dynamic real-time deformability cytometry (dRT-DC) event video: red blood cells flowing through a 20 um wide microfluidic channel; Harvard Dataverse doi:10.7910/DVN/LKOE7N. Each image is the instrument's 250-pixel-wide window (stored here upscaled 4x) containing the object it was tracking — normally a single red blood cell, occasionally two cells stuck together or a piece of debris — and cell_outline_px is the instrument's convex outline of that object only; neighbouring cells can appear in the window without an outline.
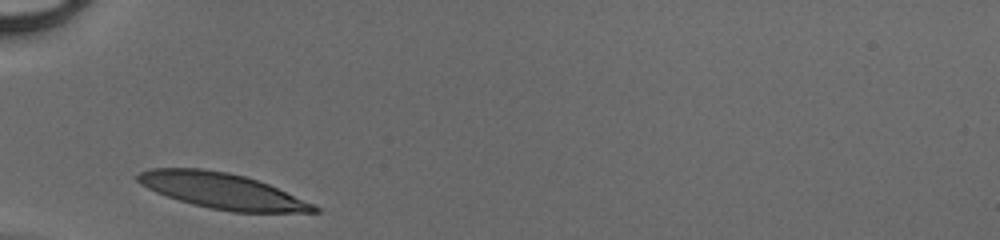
{"species": "human", "species_latin": "Homo sapiens", "temperature_condition": "cold", "stored_images_in_passage": 24, "camera_frame_rate_fps": 3000, "um_per_image_px": 0.085, "donor": {"sex": "male"}, "frame": {"image": 1, "passage_image": 1, "time_ms": 0.0, "image_size_px": [1000, 240], "cell_outline_px": [[320, 212], [232, 212], [192, 204], [156, 192], [140, 184], [136, 180], [136, 172], [148, 168], [200, 168], [228, 172], [244, 176], [268, 184], [312, 204], [320, 208]], "centroid_in_image_um": [18.81, 16.21], "position_along_channel_um": 66.2, "area_um2": 36.24}}
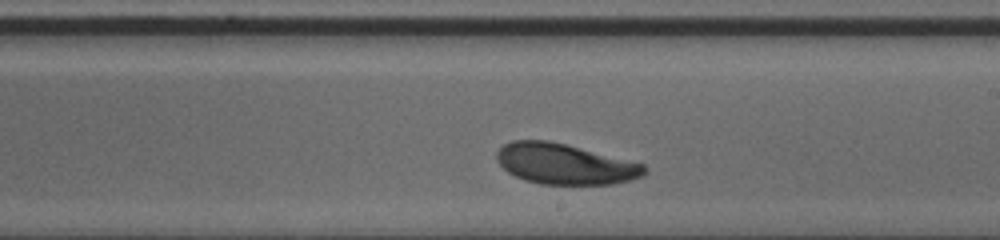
{"frame": {"image": 2, "passage_image": 14, "time_ms": 4.333, "image_size_px": [1000, 240], "cell_outline_px": [[648, 172], [644, 176], [632, 180], [612, 184], [540, 184], [524, 180], [508, 172], [496, 160], [496, 152], [504, 144], [512, 140], [548, 140], [568, 144], [644, 164], [648, 168]], "centroid_in_image_um": [48.04, 13.93], "position_along_channel_um": 241.0, "area_um2": 35.2}}
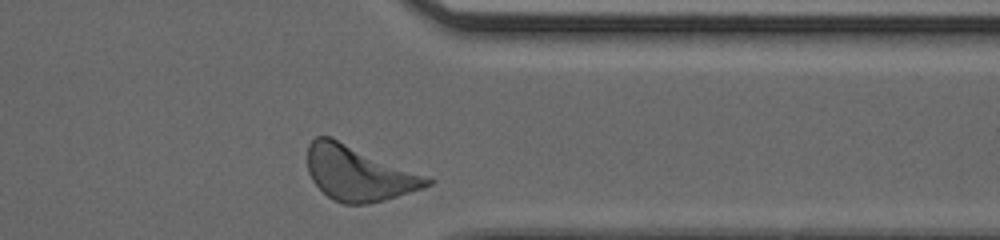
{"frame": {"image": 3, "passage_image": 24, "time_ms": 7.667, "image_size_px": [1000, 240], "cell_outline_px": [[436, 180], [432, 184], [424, 188], [384, 200], [364, 204], [344, 204], [332, 200], [312, 180], [308, 172], [308, 144], [316, 136], [332, 136], [432, 176]], "centroid_in_image_um": [30.56, 14.7], "position_along_channel_um": 380.8, "area_um2": 39.13}}